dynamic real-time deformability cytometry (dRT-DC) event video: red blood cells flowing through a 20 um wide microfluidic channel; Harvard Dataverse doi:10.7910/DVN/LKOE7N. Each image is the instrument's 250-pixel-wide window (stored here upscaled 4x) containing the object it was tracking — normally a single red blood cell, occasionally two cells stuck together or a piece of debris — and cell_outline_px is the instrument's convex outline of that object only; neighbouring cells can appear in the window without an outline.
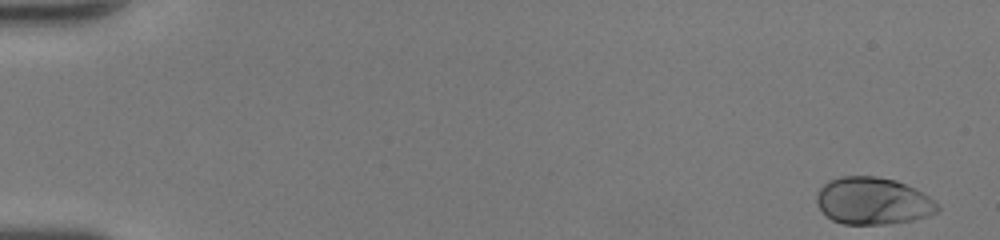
{"species": "human", "species_latin": "Homo sapiens", "temperature_condition": "room temperature", "stored_images_in_passage": 49, "camera_frame_rate_fps": 3000, "um_per_image_px": 0.085, "donor": {"sex": "female"}, "frame": {"image": 1, "passage_image": 1, "time_ms": 0.0, "image_size_px": [1000, 240], "cell_outline_px": [[940, 208], [936, 212], [912, 220], [884, 224], [844, 224], [832, 220], [816, 204], [816, 192], [828, 180], [840, 176], [876, 176], [896, 180], [928, 196]], "centroid_in_image_um": [74.13, 17.07], "position_along_channel_um": 10.9, "area_um2": 32.89}}
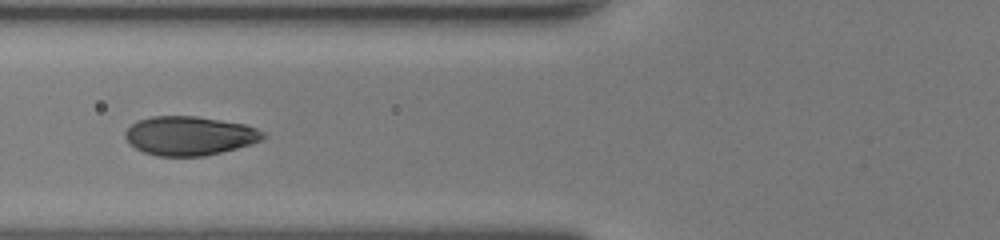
{"frame": {"image": 2, "passage_image": 20, "time_ms": 6.333, "image_size_px": [1000, 240], "cell_outline_px": [[264, 136], [260, 140], [236, 148], [204, 156], [156, 156], [144, 152], [136, 148], [124, 136], [124, 132], [136, 120], [152, 116], [196, 116], [244, 124], [256, 128], [264, 132]], "centroid_in_image_um": [16.07, 11.53], "position_along_channel_um": 109.7, "area_um2": 31.04}}
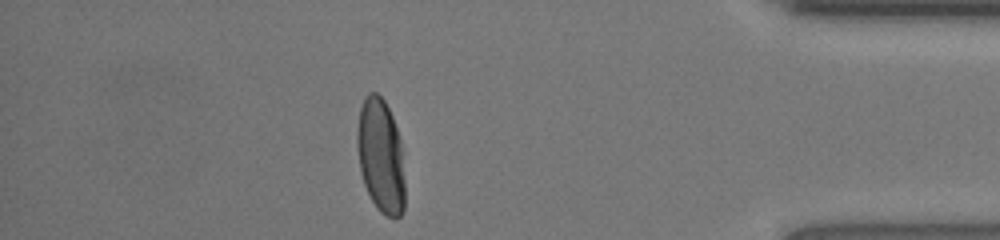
{"frame": {"image": 3, "passage_image": 43, "time_ms": 14.0, "image_size_px": [1000, 240], "cell_outline_px": [[404, 208], [400, 216], [388, 216], [380, 212], [376, 208], [364, 184], [360, 172], [356, 144], [356, 132], [360, 108], [368, 92], [376, 92], [384, 100], [392, 116], [400, 140], [404, 180]], "centroid_in_image_um": [32.34, 13.24], "position_along_channel_um": 402.9, "area_um2": 31.62}, "authors_computed_cell_mechanics": {"area_um2": 31.8478, "velocity_mm_per_s": 4.2766, "shape_relaxation_time_tau1_ms": 2.7452, "shape_relaxation_time_tau2_ms": null, "deformation_change_tau1": 0.1806, "deformation_change_tau2": null}}